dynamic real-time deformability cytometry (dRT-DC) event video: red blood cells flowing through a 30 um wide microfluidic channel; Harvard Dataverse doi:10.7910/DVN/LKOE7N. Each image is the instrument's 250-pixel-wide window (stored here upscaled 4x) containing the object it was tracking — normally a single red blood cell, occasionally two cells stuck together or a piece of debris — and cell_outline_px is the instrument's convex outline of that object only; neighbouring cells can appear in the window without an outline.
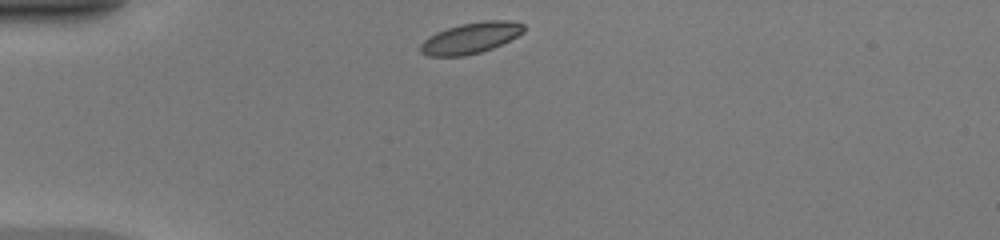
{"species": "common noctule bat (a hibernating species)", "species_latin": "Nyctalus noctula", "temperature_condition": "warm", "stored_images_in_passage": 38, "camera_frame_rate_fps": 3000, "um_per_image_px": 0.085, "animal": {"sex": "female", "body_mass_g": 20.0, "forearm_length_mm": 54.0}, "frame": {"image": 1, "passage_image": 1, "time_ms": 0.0, "image_size_px": [1000, 240], "cell_outline_px": [[524, 32], [492, 48], [480, 52], [464, 56], [428, 56], [420, 52], [420, 44], [428, 36], [436, 32], [460, 24], [484, 20], [508, 20], [524, 24]], "centroid_in_image_um": [39.98, 3.22], "position_along_channel_um": 45.0, "area_um2": 18.55}}
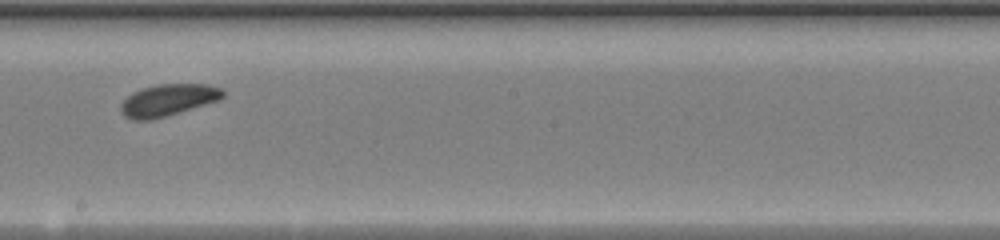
{"frame": {"image": 2, "passage_image": 17, "time_ms": 5.333, "image_size_px": [1000, 240], "cell_outline_px": [[224, 96], [220, 100], [180, 112], [152, 120], [132, 120], [124, 116], [120, 112], [120, 104], [132, 92], [140, 88], [156, 84], [208, 84], [224, 88]], "centroid_in_image_um": [14.28, 8.5], "position_along_channel_um": 233.9, "area_um2": 19.25}}
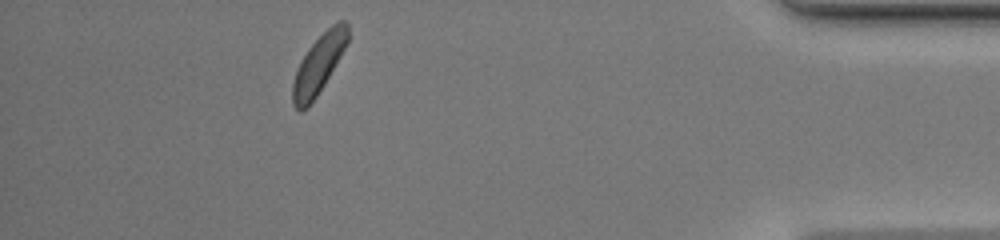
{"frame": {"image": 3, "passage_image": 33, "time_ms": 10.667, "image_size_px": [1000, 240], "cell_outline_px": [[348, 40], [344, 48], [324, 84], [316, 96], [300, 112], [292, 104], [292, 84], [300, 60], [308, 48], [332, 24], [340, 20], [344, 20], [348, 24]], "centroid_in_image_um": [27.07, 5.44], "position_along_channel_um": 408.1, "area_um2": 18.26}, "authors_computed_cell_mechanics": {"area_um2": 18.7561, "velocity_mm_per_s": 4.1187, "shape_relaxation_time_tau1_ms": 4.1555, "shape_relaxation_time_tau2_ms": null, "deformation_change_tau1": 0.0943, "deformation_change_tau2": null}}